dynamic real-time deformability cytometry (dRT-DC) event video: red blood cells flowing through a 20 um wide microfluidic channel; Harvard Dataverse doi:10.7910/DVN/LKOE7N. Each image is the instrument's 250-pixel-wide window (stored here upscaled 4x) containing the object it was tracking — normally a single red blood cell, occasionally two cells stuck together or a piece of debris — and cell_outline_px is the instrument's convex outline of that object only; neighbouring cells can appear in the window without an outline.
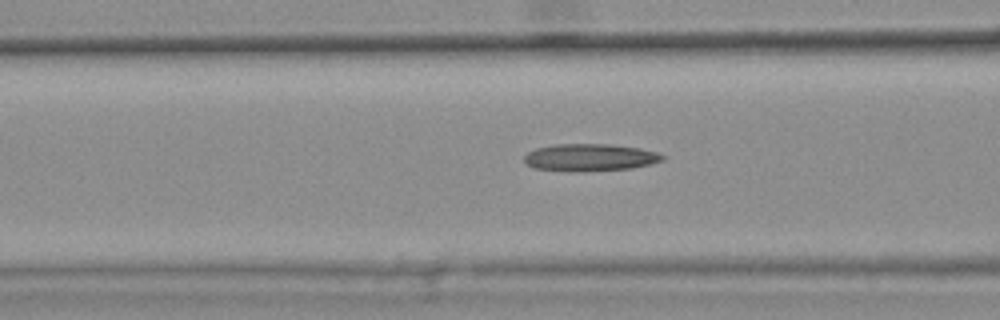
{"species": "common noctule bat (a hibernating species)", "species_latin": "Nyctalus noctula", "temperature_condition": "warm", "stored_images_in_passage": 43, "camera_frame_rate_fps": 3000, "um_per_image_px": 0.085, "animal": {"sex": "female", "body_mass_g": 25.1}, "frame": {"image": 1, "passage_image": 7, "time_ms": 2.0, "image_size_px": [1000, 320], "cell_outline_px": [[668, 156], [664, 160], [632, 168], [580, 172], [572, 172], [532, 168], [524, 160], [524, 156], [528, 152], [536, 148], [552, 144], [608, 144], [640, 148], [656, 152]], "centroid_in_image_um": [50.14, 13.39], "position_along_channel_um": 116.5, "area_um2": 22.2}}